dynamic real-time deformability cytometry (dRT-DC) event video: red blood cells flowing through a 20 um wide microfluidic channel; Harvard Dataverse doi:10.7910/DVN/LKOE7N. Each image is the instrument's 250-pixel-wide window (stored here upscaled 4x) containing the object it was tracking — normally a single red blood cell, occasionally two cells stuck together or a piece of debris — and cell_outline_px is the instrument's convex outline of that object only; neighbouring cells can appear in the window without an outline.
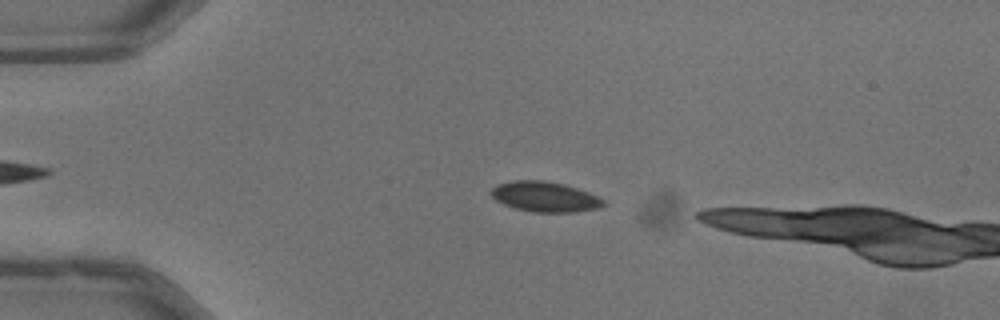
{"species": "common noctule bat (a hibernating species)", "species_latin": "Nyctalus noctula", "temperature_condition": "warm", "stored_images_in_passage": 38, "camera_frame_rate_fps": 3000, "um_per_image_px": 0.085, "animal": {"sex": "male", "body_mass_g": 13.3}, "frame": {"image": 1, "passage_image": 4, "time_ms": 1.0, "image_size_px": [1000, 320], "cell_outline_px": [[604, 204], [596, 208], [572, 212], [532, 212], [516, 208], [504, 204], [496, 200], [492, 196], [492, 188], [500, 184], [516, 180], [544, 180], [564, 184], [588, 192], [604, 200]], "centroid_in_image_um": [46.31, 16.72], "position_along_channel_um": 38.7, "area_um2": 19.36}}
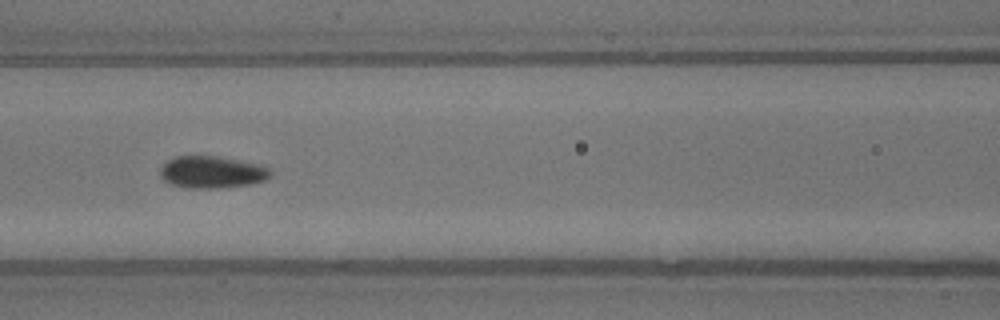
{"frame": {"image": 2, "passage_image": 15, "time_ms": 4.667, "image_size_px": [1000, 320], "cell_outline_px": [[272, 172], [264, 180], [248, 184], [216, 188], [188, 188], [168, 184], [160, 176], [160, 168], [168, 160], [176, 156], [220, 156], [260, 164], [268, 168]], "centroid_in_image_um": [17.97, 14.62], "position_along_channel_um": 148.6, "area_um2": 20.58}}
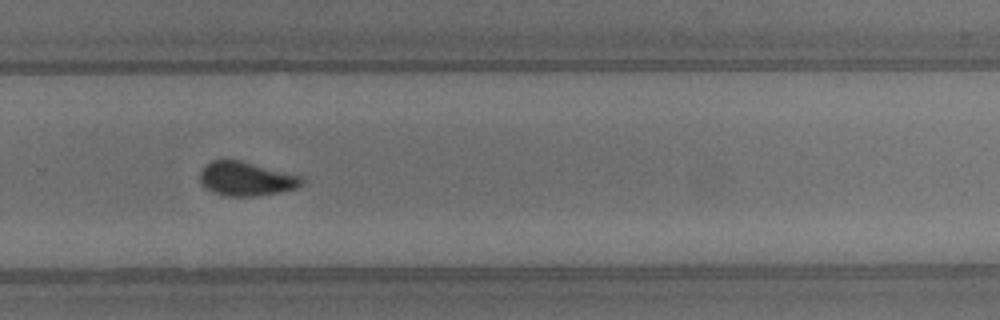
{"frame": {"image": 3, "passage_image": 27, "time_ms": 8.667, "image_size_px": [1000, 320], "cell_outline_px": [[304, 184], [296, 188], [280, 192], [256, 196], [228, 196], [212, 192], [204, 188], [200, 184], [200, 172], [204, 164], [212, 160], [240, 160], [300, 176], [304, 180]], "centroid_in_image_um": [20.88, 15.2], "position_along_channel_um": 308.9, "area_um2": 20.23}, "authors_computed_cell_mechanics": {"area_um2": 20.4612, "velocity_mm_per_s": 4.0208, "shape_relaxation_time_tau1_ms": 3.4455, "shape_relaxation_time_tau2_ms": 3.1579, "deformation_change_tau1": 0.0898, "deformation_change_tau2": 0.0496}}